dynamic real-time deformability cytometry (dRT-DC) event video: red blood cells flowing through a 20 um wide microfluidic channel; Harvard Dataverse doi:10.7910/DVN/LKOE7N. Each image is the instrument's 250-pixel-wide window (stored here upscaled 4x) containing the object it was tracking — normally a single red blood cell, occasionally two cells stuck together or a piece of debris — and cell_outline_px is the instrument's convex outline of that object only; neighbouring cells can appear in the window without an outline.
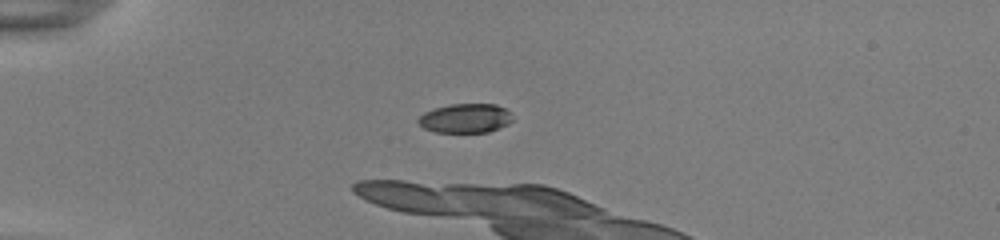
{"species": "common noctule bat (a hibernating species)", "species_latin": "Nyctalus noctula", "temperature_condition": "room temperature", "stored_images_in_passage": 7, "camera_frame_rate_fps": 3000, "um_per_image_px": 0.085, "animal": {"sex": "female", "body_mass_g": 22.0, "forearm_length_mm": 56.7}, "frame": {"image": 1, "passage_image": 1, "time_ms": 0.0, "image_size_px": [1000, 240], "cell_outline_px": [[512, 120], [508, 124], [488, 132], [436, 132], [424, 128], [416, 120], [424, 112], [436, 108], [452, 104], [496, 104], [512, 112]], "centroid_in_image_um": [39.58, 10.05], "position_along_channel_um": 45.4, "area_um2": 16.01}}